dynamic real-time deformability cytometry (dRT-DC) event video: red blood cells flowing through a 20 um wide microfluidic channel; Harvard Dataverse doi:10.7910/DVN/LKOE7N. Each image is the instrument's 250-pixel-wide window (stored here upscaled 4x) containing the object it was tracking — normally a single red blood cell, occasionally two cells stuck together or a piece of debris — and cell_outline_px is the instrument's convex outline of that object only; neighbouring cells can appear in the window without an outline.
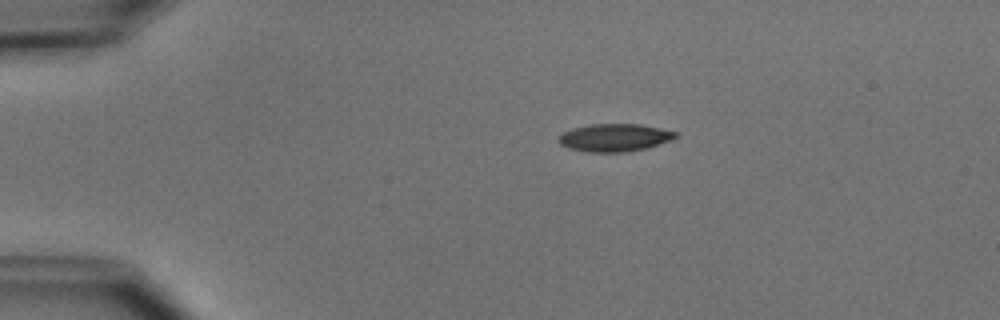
{"species": "common noctule bat (a hibernating species)", "species_latin": "Nyctalus noctula", "temperature_condition": "cold", "stored_images_in_passage": 4, "camera_frame_rate_fps": 3000, "um_per_image_px": 0.085, "animal": {"sex": "male", "body_mass_g": 15.6}, "frame": {"image": 1, "passage_image": 2, "time_ms": 1.333, "image_size_px": [1000, 320], "cell_outline_px": [[680, 136], [672, 140], [648, 148], [624, 152], [588, 152], [568, 148], [560, 144], [556, 140], [556, 136], [572, 128], [592, 124], [640, 124], [676, 132]], "centroid_in_image_um": [52.22, 11.7], "position_along_channel_um": 32.8, "area_um2": 19.07}}
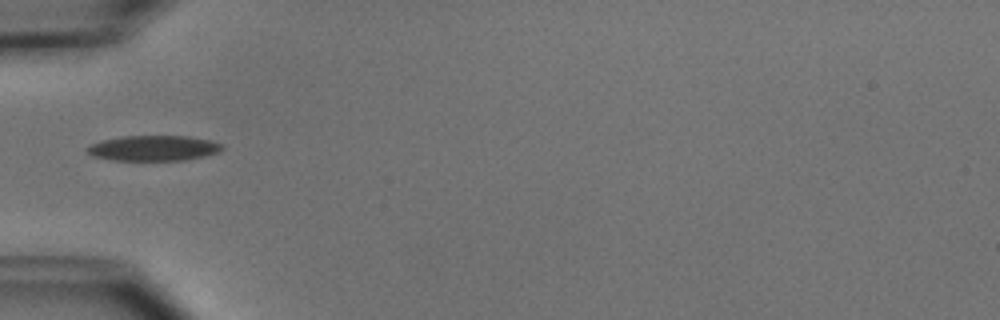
{"frame": {"image": 2, "passage_image": 4, "time_ms": 3.667, "image_size_px": [1000, 320], "cell_outline_px": [[224, 148], [220, 152], [204, 156], [184, 160], [112, 160], [92, 156], [84, 148], [100, 140], [120, 136], [188, 136], [212, 140], [224, 144]], "centroid_in_image_um": [13.07, 12.58], "position_along_channel_um": 71.9, "area_um2": 20.17}}